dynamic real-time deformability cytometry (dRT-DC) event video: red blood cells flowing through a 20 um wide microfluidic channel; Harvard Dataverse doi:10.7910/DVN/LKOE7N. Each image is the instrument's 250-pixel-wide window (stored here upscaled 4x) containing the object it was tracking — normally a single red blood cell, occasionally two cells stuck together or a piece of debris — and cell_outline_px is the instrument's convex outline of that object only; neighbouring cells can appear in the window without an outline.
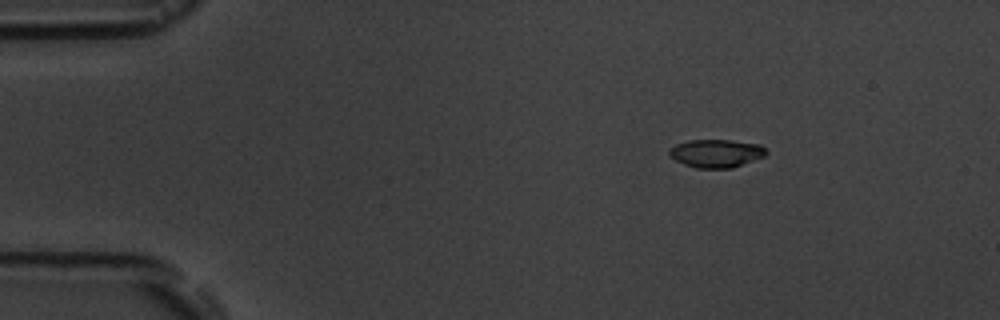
{"species": "common noctule bat (a hibernating species)", "species_latin": "Nyctalus noctula", "temperature_condition": "room temperature", "stored_images_in_passage": 3, "camera_frame_rate_fps": 3000, "um_per_image_px": 0.085, "animal": {"sex": "male", "body_mass_g": 19.5, "forearm_length_mm": 54.6}, "frame": {"image": 1, "passage_image": 1, "time_ms": 0.0, "image_size_px": [1000, 320], "cell_outline_px": [[768, 152], [764, 156], [732, 168], [696, 168], [684, 164], [668, 156], [668, 152], [676, 144], [688, 140], [732, 140], [760, 144]], "centroid_in_image_um": [60.87, 13.03], "position_along_channel_um": 24.1, "area_um2": 15.84}}